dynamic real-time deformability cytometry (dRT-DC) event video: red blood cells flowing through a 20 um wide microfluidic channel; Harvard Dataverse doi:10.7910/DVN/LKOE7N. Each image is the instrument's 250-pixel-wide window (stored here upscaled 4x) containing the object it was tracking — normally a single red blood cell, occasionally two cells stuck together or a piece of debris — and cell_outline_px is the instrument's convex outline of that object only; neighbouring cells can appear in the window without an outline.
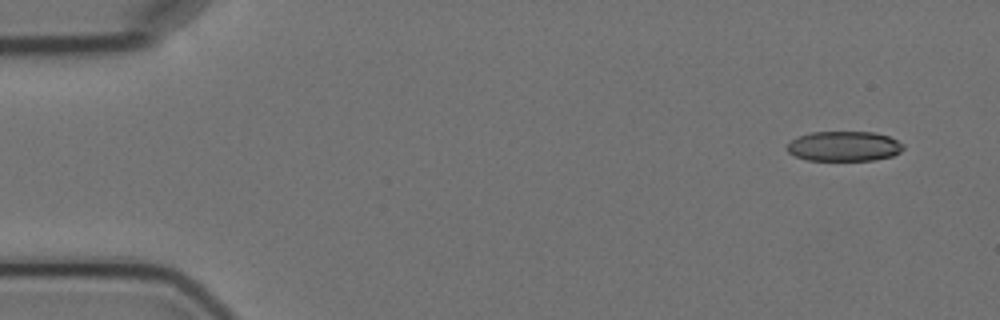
{"species": "Egyptian fruit bat (a non-hibernating species)", "species_latin": "Rousettus aegyptiacus", "temperature_condition": "cold", "stored_images_in_passage": 4, "camera_frame_rate_fps": 3000, "um_per_image_px": 0.085, "animal": {"sex": "female"}, "frame": {"image": 1, "passage_image": 1, "time_ms": 0.0, "image_size_px": [1000, 320], "cell_outline_px": [[904, 148], [900, 152], [892, 156], [872, 160], [808, 160], [796, 156], [788, 152], [788, 144], [792, 140], [800, 136], [812, 132], [872, 132], [888, 136], [904, 144]], "centroid_in_image_um": [71.77, 12.43], "position_along_channel_um": 13.2, "area_um2": 20.06}}